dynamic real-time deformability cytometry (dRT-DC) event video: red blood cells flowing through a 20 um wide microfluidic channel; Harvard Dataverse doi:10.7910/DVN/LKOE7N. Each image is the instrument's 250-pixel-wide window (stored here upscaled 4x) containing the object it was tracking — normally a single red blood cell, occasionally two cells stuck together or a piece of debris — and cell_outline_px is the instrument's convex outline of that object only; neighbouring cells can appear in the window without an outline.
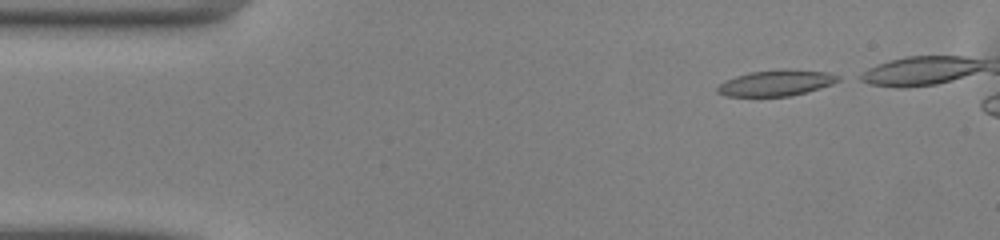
{"species": "common noctule bat (a hibernating species)", "species_latin": "Nyctalus noctula", "temperature_condition": "warm", "stored_images_in_passage": 35, "camera_frame_rate_fps": 3000, "um_per_image_px": 0.085, "animal": {"sex": "male", "body_mass_g": 13.0, "forearm_length_mm": 53.1}, "frame": {"image": 1, "passage_image": 1, "time_ms": 0.0, "image_size_px": [1000, 240], "cell_outline_px": [[840, 80], [832, 84], [820, 88], [788, 96], [728, 96], [716, 92], [716, 88], [724, 80], [748, 72], [780, 68], [784, 68], [828, 72], [840, 76]], "centroid_in_image_um": [65.96, 7.03], "position_along_channel_um": 19.0, "area_um2": 18.38}}
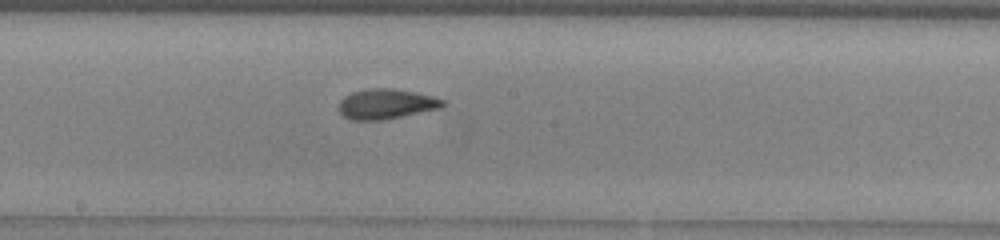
{"frame": {"image": 2, "passage_image": 21, "time_ms": 6.667, "image_size_px": [1000, 240], "cell_outline_px": [[448, 104], [440, 108], [380, 120], [352, 120], [344, 116], [340, 112], [340, 100], [344, 96], [352, 92], [368, 88], [392, 88], [416, 92], [432, 96], [444, 100]], "centroid_in_image_um": [32.83, 8.82], "position_along_channel_um": 215.4, "area_um2": 18.09}}
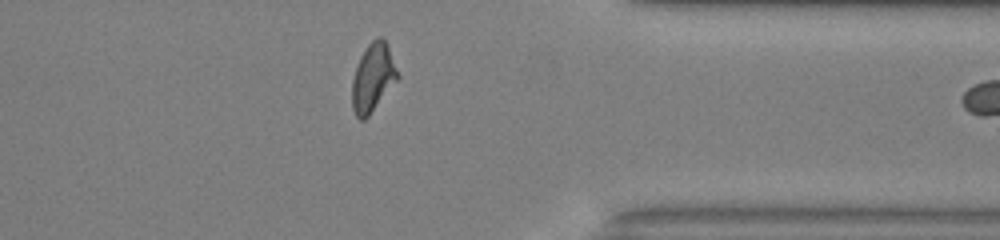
{"frame": {"image": 3, "passage_image": 34, "time_ms": 11.0, "image_size_px": [1000, 240], "cell_outline_px": [[400, 76], [368, 116], [364, 120], [360, 120], [356, 116], [352, 108], [352, 80], [360, 56], [364, 48], [372, 40], [380, 36], [384, 40], [388, 48]], "centroid_in_image_um": [31.68, 6.6], "position_along_channel_um": 379.7, "area_um2": 17.8}}